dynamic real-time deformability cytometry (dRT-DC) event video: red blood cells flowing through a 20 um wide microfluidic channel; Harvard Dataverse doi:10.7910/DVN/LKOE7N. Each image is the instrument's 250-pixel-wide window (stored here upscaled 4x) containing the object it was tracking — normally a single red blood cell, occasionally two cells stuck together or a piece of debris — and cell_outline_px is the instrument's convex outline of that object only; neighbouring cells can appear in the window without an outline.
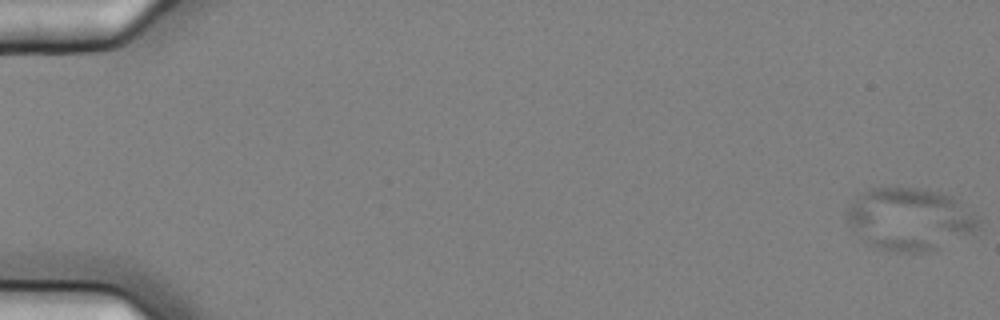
{"species": "common noctule bat (a hibernating species)", "species_latin": "Nyctalus noctula", "temperature_condition": "cold", "stored_images_in_passage": 6, "camera_frame_rate_fps": 3000, "um_per_image_px": 0.085, "animal": {"sex": "female", "body_mass_g": 25.1}, "frame": {"image": 1, "passage_image": 1, "time_ms": 0.0, "image_size_px": [1000, 320], "cell_outline_px": [[980, 228], [972, 232], [936, 248], [924, 252], [896, 252], [880, 248], [868, 244], [848, 224], [844, 216], [844, 212], [848, 204], [864, 192], [872, 188], [928, 188], [952, 196], [976, 216], [980, 220]], "centroid_in_image_um": [77.28, 18.6], "position_along_channel_um": 7.7, "area_um2": 47.51}}
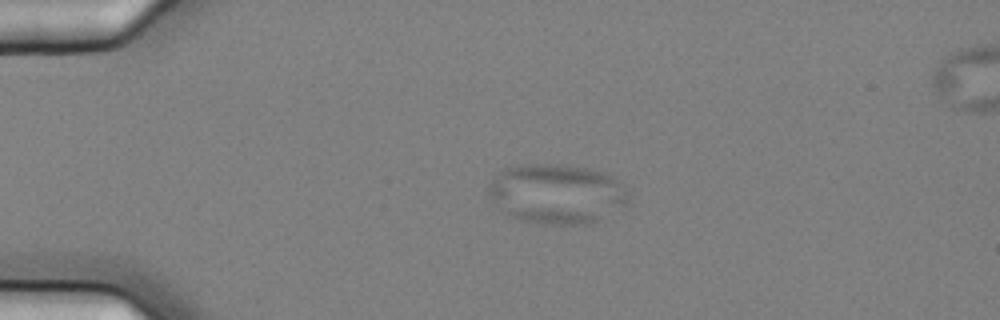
{"frame": {"image": 2, "passage_image": 4, "time_ms": 1.0, "image_size_px": [1000, 320], "cell_outline_px": [[628, 204], [588, 224], [544, 224], [520, 220], [504, 212], [488, 192], [488, 184], [504, 168], [520, 164], [568, 164], [588, 168], [612, 176], [624, 184], [628, 200]], "centroid_in_image_um": [47.33, 16.45], "position_along_channel_um": 37.7, "area_um2": 48.49}}